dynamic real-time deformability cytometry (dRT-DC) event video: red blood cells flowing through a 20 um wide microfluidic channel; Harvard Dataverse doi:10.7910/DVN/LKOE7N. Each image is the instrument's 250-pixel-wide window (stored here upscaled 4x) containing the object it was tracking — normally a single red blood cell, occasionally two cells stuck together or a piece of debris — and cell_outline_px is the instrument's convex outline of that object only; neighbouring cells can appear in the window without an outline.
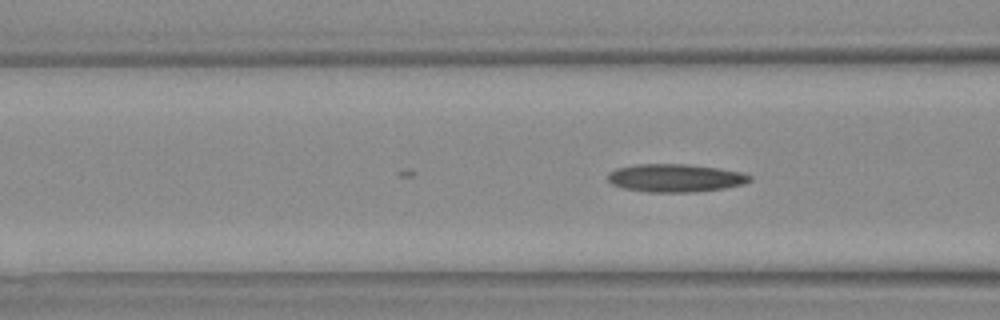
{"species": "Egyptian fruit bat (a non-hibernating species)", "species_latin": "Rousettus aegyptiacus", "temperature_condition": "warm", "stored_images_in_passage": 5, "camera_frame_rate_fps": 3000, "um_per_image_px": 0.085, "animal": {"sex": "female"}, "frame": {"image": 1, "passage_image": 5, "time_ms": 1.333, "image_size_px": [1000, 320], "cell_outline_px": [[752, 180], [744, 184], [724, 188], [692, 192], [648, 192], [624, 188], [612, 184], [608, 180], [608, 172], [616, 168], [640, 164], [684, 164], [716, 168], [740, 172], [752, 176]], "centroid_in_image_um": [57.39, 15.13], "position_along_channel_um": 109.2, "area_um2": 23.0}}